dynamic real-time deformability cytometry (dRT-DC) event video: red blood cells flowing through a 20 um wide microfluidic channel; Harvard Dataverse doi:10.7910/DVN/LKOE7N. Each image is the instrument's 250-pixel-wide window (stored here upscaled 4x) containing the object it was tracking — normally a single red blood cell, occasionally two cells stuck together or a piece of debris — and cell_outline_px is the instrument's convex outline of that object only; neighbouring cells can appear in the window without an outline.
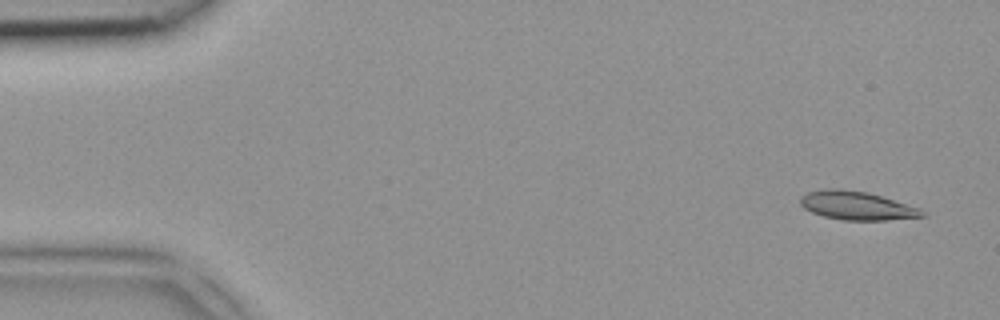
{"species": "common noctule bat (a hibernating species)", "species_latin": "Nyctalus noctula", "temperature_condition": "room temperature", "stored_images_in_passage": 4, "camera_frame_rate_fps": 3000, "um_per_image_px": 0.085, "animal": {"sex": "female", "body_mass_g": 18.4}, "frame": {"image": 1, "passage_image": 1, "time_ms": 0.0, "image_size_px": [1000, 320], "cell_outline_px": [[928, 216], [888, 220], [844, 220], [824, 216], [812, 212], [804, 208], [800, 204], [800, 196], [808, 192], [824, 188], [840, 188], [868, 192], [920, 208], [928, 212]], "centroid_in_image_um": [72.86, 17.47], "position_along_channel_um": 12.1, "area_um2": 20.46}}
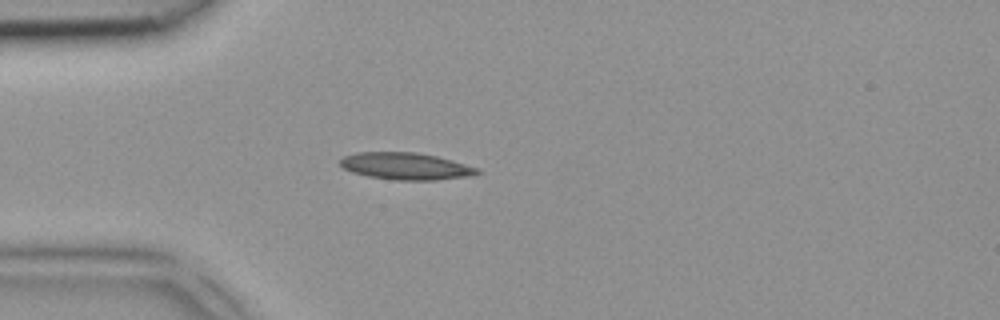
{"frame": {"image": 2, "passage_image": 4, "time_ms": 1.0, "image_size_px": [1000, 320], "cell_outline_px": [[480, 172], [472, 176], [436, 180], [396, 180], [368, 176], [352, 172], [344, 168], [340, 164], [340, 160], [344, 156], [356, 152], [416, 152], [436, 156], [452, 160], [480, 168]], "centroid_in_image_um": [34.52, 14.12], "position_along_channel_um": 50.5, "area_um2": 21.62}}